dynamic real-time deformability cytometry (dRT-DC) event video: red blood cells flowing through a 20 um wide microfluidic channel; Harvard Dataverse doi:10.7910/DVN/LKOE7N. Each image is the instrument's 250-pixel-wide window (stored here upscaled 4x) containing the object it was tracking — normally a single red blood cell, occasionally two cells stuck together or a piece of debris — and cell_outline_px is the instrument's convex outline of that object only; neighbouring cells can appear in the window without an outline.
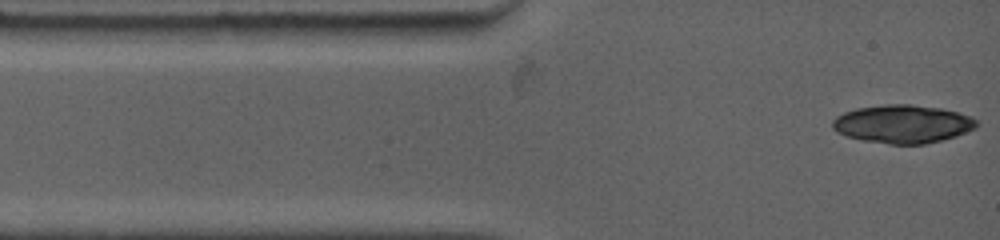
{"species": "common noctule bat (a hibernating species)", "species_latin": "Nyctalus noctula", "temperature_condition": "warm", "stored_images_in_passage": 3, "camera_frame_rate_fps": 4500, "um_per_image_px": 0.085, "animal": {"sex": "female", "body_mass_g": 19.0, "forearm_length_mm": 53.3}, "frame": {"image": 1, "passage_image": 1, "time_ms": 0.0, "image_size_px": [1000, 240], "cell_outline_px": [[980, 124], [976, 128], [956, 136], [924, 144], [888, 144], [864, 140], [848, 136], [836, 132], [832, 128], [832, 120], [836, 116], [844, 112], [856, 108], [884, 104], [912, 104], [940, 108], [960, 112], [976, 120]], "centroid_in_image_um": [76.72, 10.53], "position_along_channel_um": 8.3, "area_um2": 32.19}}